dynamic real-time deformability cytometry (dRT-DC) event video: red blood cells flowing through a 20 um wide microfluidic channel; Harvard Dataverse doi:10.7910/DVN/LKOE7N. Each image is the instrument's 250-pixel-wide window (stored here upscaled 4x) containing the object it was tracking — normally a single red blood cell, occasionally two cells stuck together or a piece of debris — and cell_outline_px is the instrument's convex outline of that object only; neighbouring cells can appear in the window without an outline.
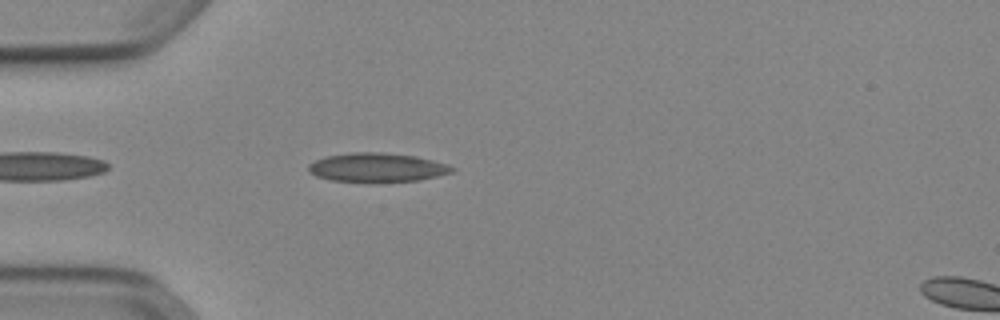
{"species": "Egyptian fruit bat (a non-hibernating species)", "species_latin": "Rousettus aegyptiacus", "temperature_condition": "cold", "stored_images_in_passage": 20, "camera_frame_rate_fps": 3000, "um_per_image_px": 0.085, "animal": {"sex": "female"}, "frame": {"image": 1, "passage_image": 3, "time_ms": 0.667, "image_size_px": [1000, 320], "cell_outline_px": [[456, 172], [420, 180], [376, 184], [368, 184], [332, 180], [316, 176], [308, 172], [308, 164], [316, 160], [328, 156], [352, 152], [380, 152], [416, 156], [448, 164], [456, 168]], "centroid_in_image_um": [32.08, 14.27], "position_along_channel_um": 52.9, "area_um2": 25.09}}
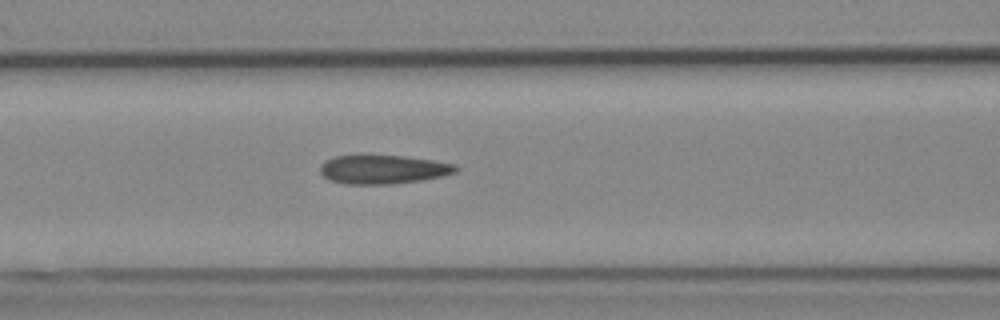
{"frame": {"image": 2, "passage_image": 10, "time_ms": 3.0, "image_size_px": [1000, 320], "cell_outline_px": [[460, 168], [456, 172], [440, 176], [420, 180], [392, 184], [348, 184], [332, 180], [324, 176], [320, 172], [320, 164], [324, 160], [336, 156], [404, 156], [432, 160], [456, 164]], "centroid_in_image_um": [32.57, 14.4], "position_along_channel_um": 134.0, "area_um2": 22.54}}
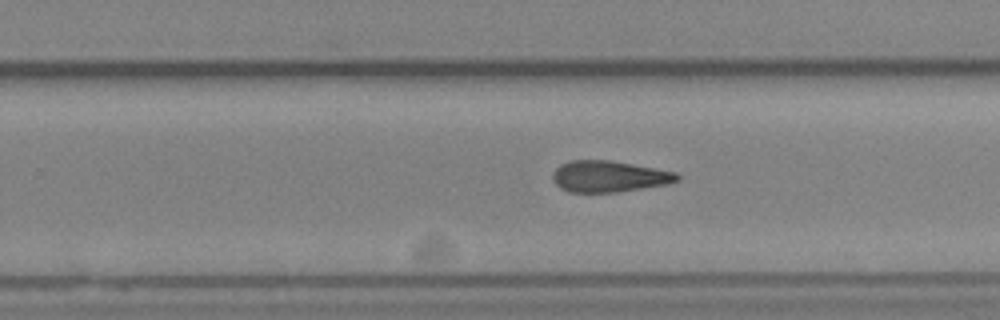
{"frame": {"image": 3, "passage_image": 18, "time_ms": 5.667, "image_size_px": [1000, 320], "cell_outline_px": [[680, 180], [668, 184], [616, 192], [568, 192], [560, 188], [552, 180], [552, 172], [560, 164], [568, 160], [608, 160], [632, 164], [676, 172], [680, 176]], "centroid_in_image_um": [51.73, 14.99], "position_along_channel_um": 278.1, "area_um2": 22.77}}